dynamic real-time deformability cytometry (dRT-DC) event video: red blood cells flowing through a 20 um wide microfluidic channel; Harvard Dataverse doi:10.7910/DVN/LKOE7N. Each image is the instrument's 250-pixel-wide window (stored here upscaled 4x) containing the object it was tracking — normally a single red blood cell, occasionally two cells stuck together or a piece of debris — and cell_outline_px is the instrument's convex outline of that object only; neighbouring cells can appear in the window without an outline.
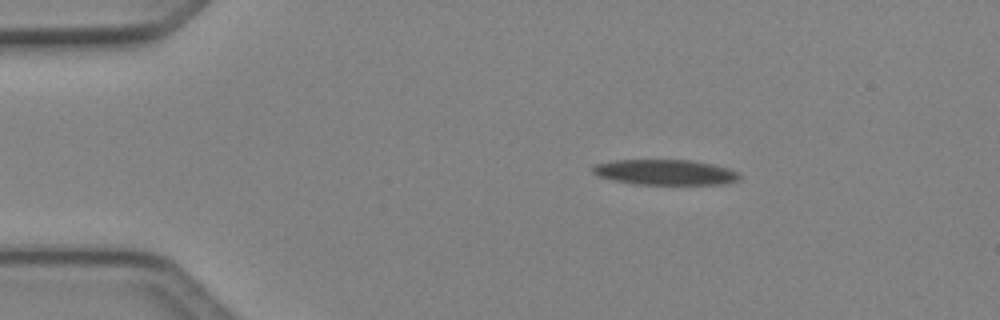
{"species": "Egyptian fruit bat (a non-hibernating species)", "species_latin": "Rousettus aegyptiacus", "temperature_condition": "cold", "stored_images_in_passage": 4, "camera_frame_rate_fps": 3000, "um_per_image_px": 0.085, "animal": {"sex": "female"}, "frame": {"image": 1, "passage_image": 1, "time_ms": 0.0, "image_size_px": [1000, 320], "cell_outline_px": [[744, 176], [740, 180], [724, 184], [636, 184], [612, 180], [600, 176], [592, 172], [592, 168], [596, 164], [616, 160], [692, 160], [712, 164], [728, 168], [740, 172]], "centroid_in_image_um": [56.62, 14.64], "position_along_channel_um": 28.4, "area_um2": 21.79}}
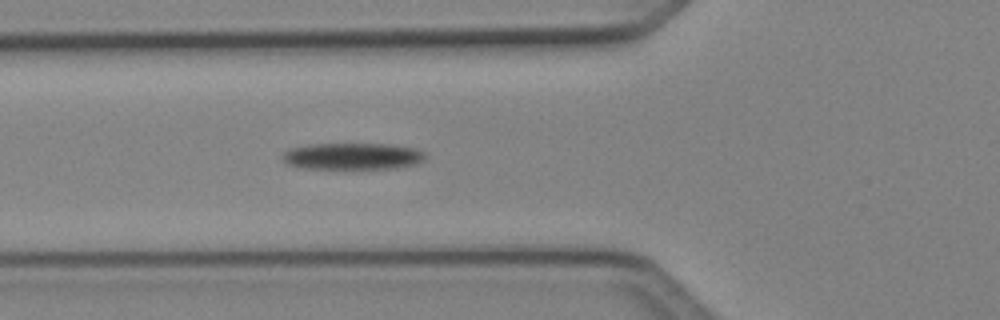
{"frame": {"image": 2, "passage_image": 4, "time_ms": 1.0, "image_size_px": [1000, 320], "cell_outline_px": [[424, 160], [416, 164], [396, 168], [296, 168], [280, 160], [280, 156], [288, 148], [308, 144], [388, 144], [416, 148], [424, 152]], "centroid_in_image_um": [29.89, 13.27], "position_along_channel_um": 95.9, "area_um2": 22.37}}